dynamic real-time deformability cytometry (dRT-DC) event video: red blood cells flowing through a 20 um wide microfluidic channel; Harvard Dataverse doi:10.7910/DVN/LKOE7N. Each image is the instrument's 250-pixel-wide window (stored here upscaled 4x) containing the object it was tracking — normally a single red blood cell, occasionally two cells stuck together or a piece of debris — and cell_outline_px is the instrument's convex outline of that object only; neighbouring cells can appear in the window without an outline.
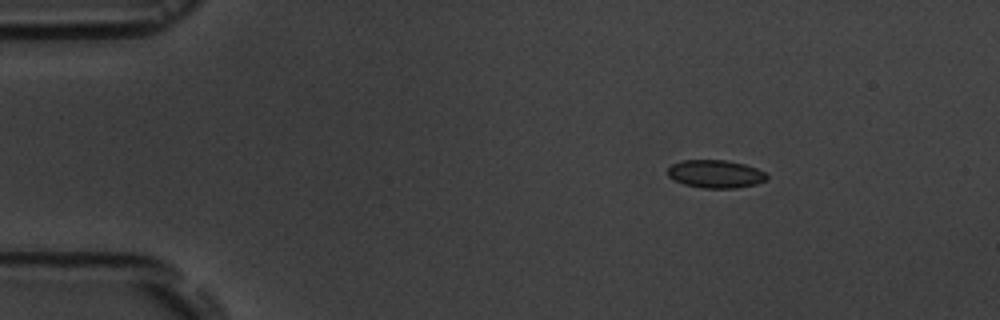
{"species": "common noctule bat (a hibernating species)", "species_latin": "Nyctalus noctula", "temperature_condition": "room temperature", "stored_images_in_passage": 15, "camera_frame_rate_fps": 3000, "um_per_image_px": 0.085, "animal": {"sex": "male", "body_mass_g": 19.5, "forearm_length_mm": 54.6}, "frame": {"image": 1, "passage_image": 2, "time_ms": 1.333, "image_size_px": [1000, 320], "cell_outline_px": [[768, 180], [756, 184], [736, 188], [704, 188], [684, 184], [668, 176], [668, 168], [672, 164], [684, 160], [724, 160], [744, 164], [756, 168], [764, 172], [768, 176]], "centroid_in_image_um": [60.84, 14.79], "position_along_channel_um": 24.2, "area_um2": 16.07}}
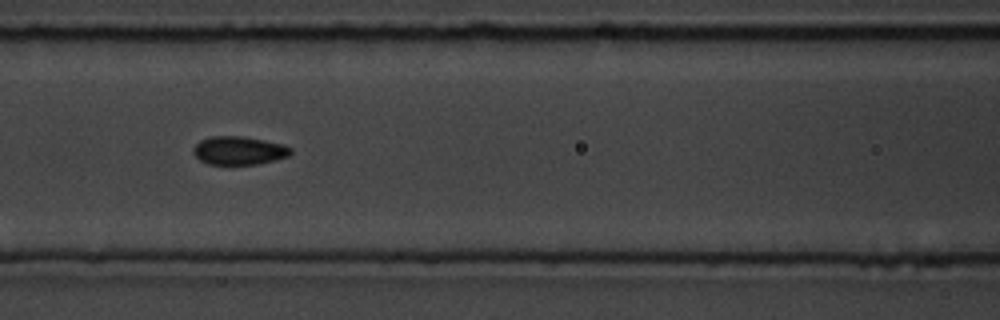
{"frame": {"image": 2, "passage_image": 6, "time_ms": 6.667, "image_size_px": [1000, 320], "cell_outline_px": [[292, 152], [288, 156], [256, 164], [208, 164], [200, 160], [192, 152], [192, 148], [200, 140], [208, 136], [244, 136], [284, 144], [292, 148]], "centroid_in_image_um": [20.28, 12.78], "position_along_channel_um": 146.3, "area_um2": 16.13}}
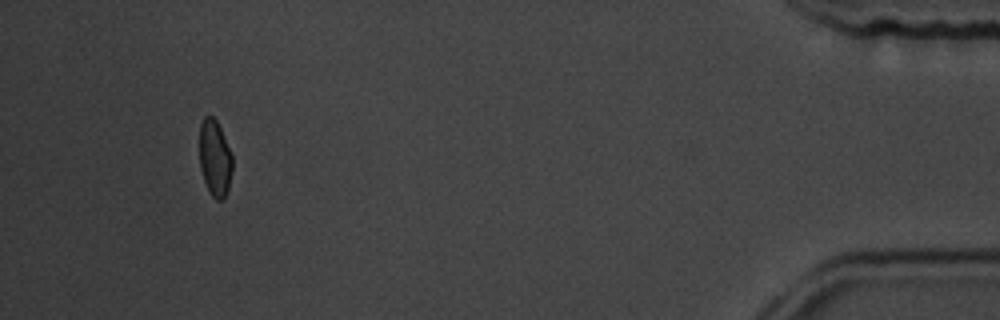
{"frame": {"image": 3, "passage_image": 14, "time_ms": 16.0, "image_size_px": [1000, 320], "cell_outline_px": [[232, 172], [228, 188], [224, 200], [216, 200], [212, 196], [204, 180], [200, 168], [200, 124], [204, 116], [212, 116], [216, 120], [232, 152]], "centroid_in_image_um": [18.27, 13.45], "position_along_channel_um": 416.9, "area_um2": 14.68}, "authors_computed_cell_mechanics": {"area_um2": 16.0684, "velocity_mm_per_s": 3.6618, "shape_relaxation_time_tau1_ms": 1.7708, "shape_relaxation_time_tau2_ms": 0.8668, "deformation_change_tau1": 0.0627, "deformation_change_tau2": 0.0344}}